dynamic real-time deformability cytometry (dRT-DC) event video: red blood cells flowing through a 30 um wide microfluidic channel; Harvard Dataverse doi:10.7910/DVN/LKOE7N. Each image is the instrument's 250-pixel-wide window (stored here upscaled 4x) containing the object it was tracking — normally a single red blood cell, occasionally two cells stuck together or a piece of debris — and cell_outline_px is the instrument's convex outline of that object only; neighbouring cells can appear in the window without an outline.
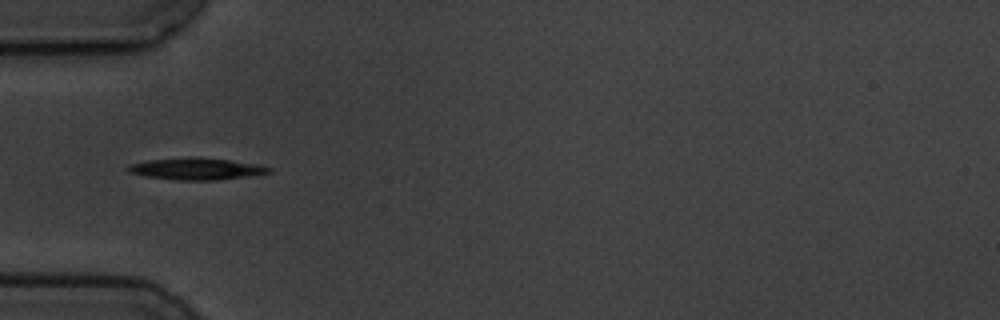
{"species": "common noctule bat (a hibernating species)", "species_latin": "Nyctalus noctula", "temperature_condition": "cold", "stored_images_in_passage": 4, "camera_frame_rate_fps": 3000, "um_per_image_px": 0.085, "animal": {"sex": "male", "body_mass_g": 19.5, "forearm_length_mm": 54.6}, "frame": {"image": 1, "passage_image": 3, "time_ms": 3.667, "image_size_px": [1000, 320], "cell_outline_px": [[272, 172], [248, 176], [216, 180], [176, 180], [148, 176], [128, 172], [128, 164], [148, 160], [228, 160], [264, 164], [272, 168]], "centroid_in_image_um": [16.79, 14.39], "position_along_channel_um": 68.2, "area_um2": 16.88}}
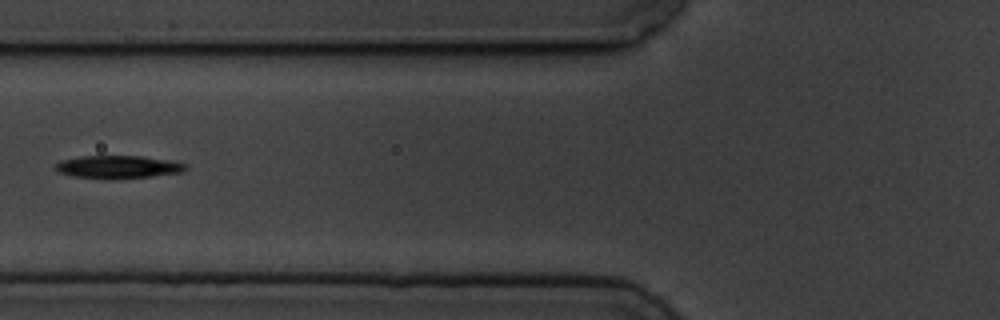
{"frame": {"image": 2, "passage_image": 4, "time_ms": 5.0, "image_size_px": [1000, 320], "cell_outline_px": [[188, 168], [180, 172], [152, 176], [116, 180], [108, 180], [72, 176], [60, 172], [56, 168], [56, 164], [60, 160], [80, 156], [140, 156], [172, 160], [188, 164]], "centroid_in_image_um": [10.06, 14.2], "position_along_channel_um": 115.7, "area_um2": 17.63}}